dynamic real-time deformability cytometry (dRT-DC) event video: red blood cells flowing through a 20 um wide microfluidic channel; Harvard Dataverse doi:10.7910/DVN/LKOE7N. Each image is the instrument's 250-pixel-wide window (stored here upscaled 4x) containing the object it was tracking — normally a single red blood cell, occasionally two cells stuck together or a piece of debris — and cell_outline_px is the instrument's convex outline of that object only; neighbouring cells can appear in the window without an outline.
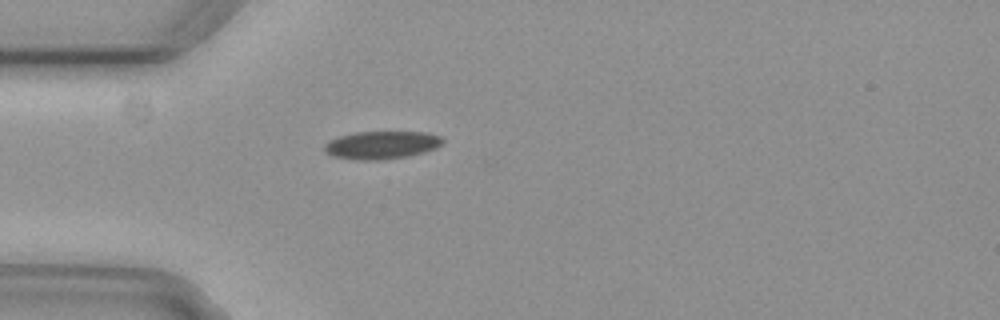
{"species": "common noctule bat (a hibernating species)", "species_latin": "Nyctalus noctula", "temperature_condition": "cold", "stored_images_in_passage": 1, "camera_frame_rate_fps": 3000, "um_per_image_px": 0.085, "animal": {"sex": "female", "body_mass_g": 29.2, "forearm_length_mm": 56.3}, "frame": {"image": 1, "passage_image": 1, "time_ms": 0.0, "image_size_px": [1000, 320], "cell_outline_px": [[444, 140], [436, 148], [424, 152], [408, 156], [380, 160], [356, 160], [332, 156], [324, 152], [324, 144], [328, 140], [340, 136], [356, 132], [428, 132], [440, 136]], "centroid_in_image_um": [32.41, 12.33], "position_along_channel_um": 52.6, "area_um2": 19.31}}